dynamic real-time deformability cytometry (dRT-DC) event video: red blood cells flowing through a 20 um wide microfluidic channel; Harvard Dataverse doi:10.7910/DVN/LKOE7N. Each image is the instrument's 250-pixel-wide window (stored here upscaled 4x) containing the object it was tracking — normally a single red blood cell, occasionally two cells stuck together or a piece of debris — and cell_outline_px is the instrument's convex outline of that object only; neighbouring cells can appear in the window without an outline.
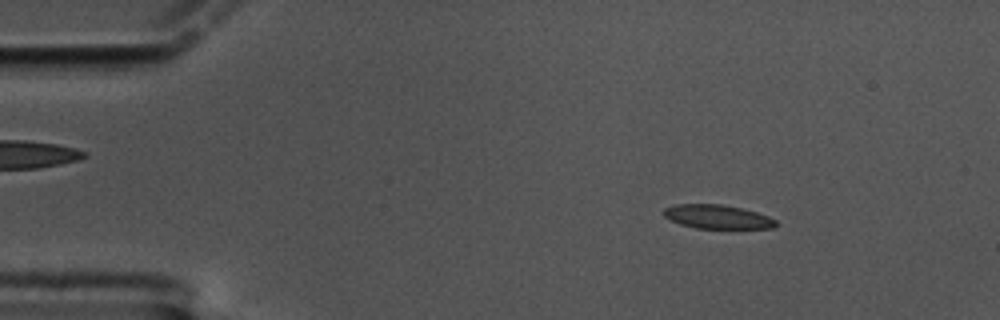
{"species": "common noctule bat (a hibernating species)", "species_latin": "Nyctalus noctula", "temperature_condition": "cold", "stored_images_in_passage": 40, "camera_frame_rate_fps": 3000, "um_per_image_px": 0.085, "animal": {"sex": "male", "body_mass_g": 17.5, "forearm_length_mm": 52.3}, "frame": {"image": 1, "passage_image": 3, "time_ms": 0.667, "image_size_px": [1000, 320], "cell_outline_px": [[776, 224], [772, 228], [696, 228], [680, 224], [664, 216], [664, 208], [676, 204], [720, 204], [740, 208], [756, 212], [768, 216], [776, 220]], "centroid_in_image_um": [60.96, 18.42], "position_along_channel_um": 24.0, "area_um2": 15.37}}
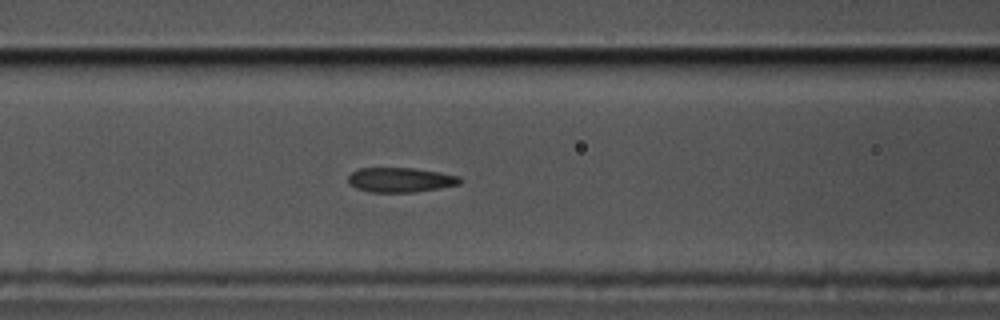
{"frame": {"image": 2, "passage_image": 19, "time_ms": 6.0, "image_size_px": [1000, 320], "cell_outline_px": [[464, 180], [460, 184], [440, 188], [412, 192], [368, 192], [356, 188], [348, 180], [348, 176], [356, 168], [416, 168], [440, 172], [460, 176]], "centroid_in_image_um": [34.07, 15.28], "position_along_channel_um": 132.5, "area_um2": 16.18}}
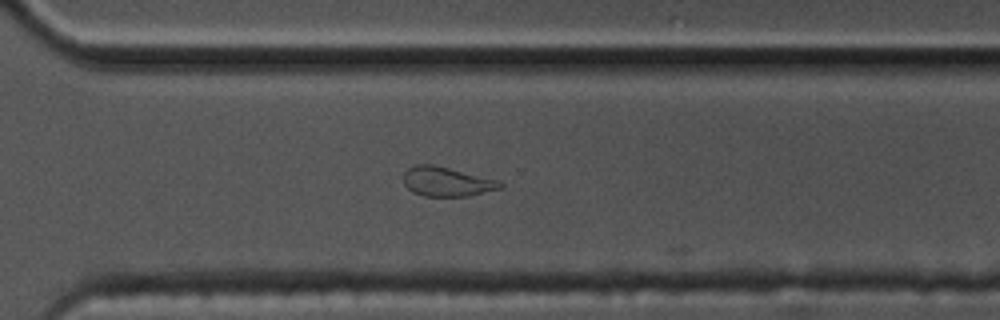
{"frame": {"image": 3, "passage_image": 37, "time_ms": 12.0, "image_size_px": [1000, 320], "cell_outline_px": [[504, 188], [468, 196], [424, 196], [412, 192], [404, 184], [404, 172], [408, 168], [416, 164], [432, 164], [500, 180], [504, 184]], "centroid_in_image_um": [38.01, 15.44], "position_along_channel_um": 332.6, "area_um2": 16.7}}